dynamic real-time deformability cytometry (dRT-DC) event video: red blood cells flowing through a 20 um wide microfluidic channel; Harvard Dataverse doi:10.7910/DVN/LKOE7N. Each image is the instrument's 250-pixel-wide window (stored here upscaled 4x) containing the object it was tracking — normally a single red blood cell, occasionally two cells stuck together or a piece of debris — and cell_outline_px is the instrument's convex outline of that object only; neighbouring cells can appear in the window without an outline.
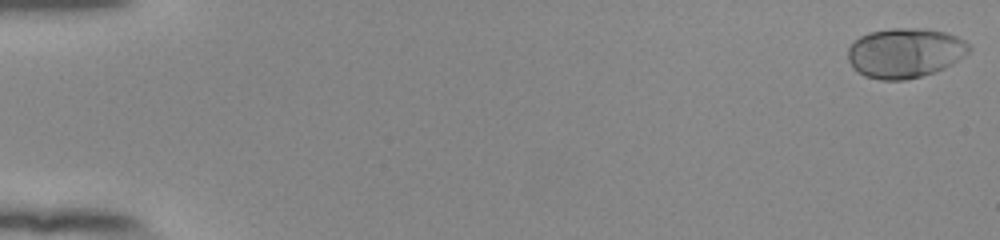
{"species": "human", "species_latin": "Homo sapiens", "temperature_condition": "room temperature", "stored_images_in_passage": 55, "camera_frame_rate_fps": 3000, "um_per_image_px": 0.085, "donor": {"sex": "female"}, "frame": {"image": 1, "passage_image": 1, "time_ms": 0.0, "image_size_px": [1000, 240], "cell_outline_px": [[972, 48], [964, 56], [952, 64], [936, 72], [904, 80], [880, 80], [864, 76], [856, 72], [852, 68], [848, 60], [848, 48], [860, 36], [868, 32], [892, 28], [920, 28], [944, 32], [956, 36], [964, 40]], "centroid_in_image_um": [76.9, 4.5], "position_along_channel_um": 8.1, "area_um2": 35.32}}
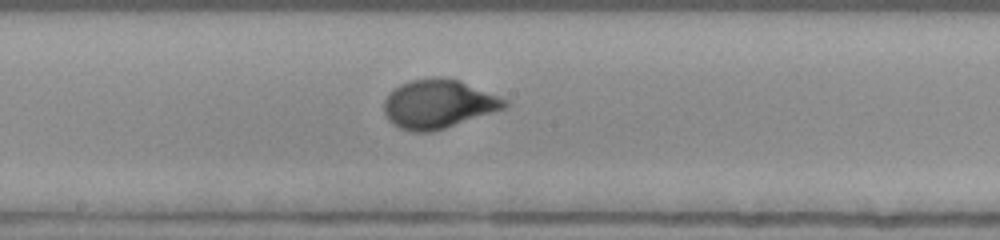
{"frame": {"image": 2, "passage_image": 31, "time_ms": 10.0, "image_size_px": [1000, 240], "cell_outline_px": [[512, 104], [504, 108], [432, 132], [412, 132], [400, 128], [392, 124], [388, 120], [384, 112], [384, 100], [400, 84], [408, 80], [436, 76], [440, 76], [460, 80], [508, 100]], "centroid_in_image_um": [37.25, 8.82], "position_along_channel_um": 211.0, "area_um2": 34.28}}
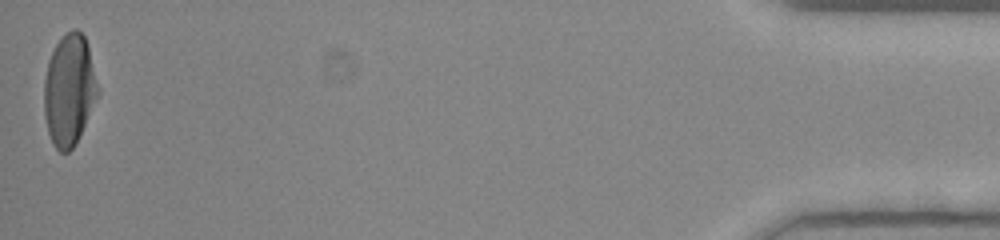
{"frame": {"image": 3, "passage_image": 55, "time_ms": 18.0, "image_size_px": [1000, 240], "cell_outline_px": [[100, 92], [72, 148], [68, 152], [60, 152], [52, 144], [48, 132], [44, 116], [44, 80], [48, 60], [56, 44], [72, 28], [76, 28], [84, 36], [88, 44]], "centroid_in_image_um": [5.87, 7.63], "position_along_channel_um": 429.3, "area_um2": 34.62}, "authors_computed_cell_mechanics": {"area_um2": 33.524, "velocity_mm_per_s": 3.8103, "shape_relaxation_time_tau1_ms": 3.3459, "shape_relaxation_time_tau2_ms": null, "deformation_change_tau1": 0.1864, "deformation_change_tau2": null}}